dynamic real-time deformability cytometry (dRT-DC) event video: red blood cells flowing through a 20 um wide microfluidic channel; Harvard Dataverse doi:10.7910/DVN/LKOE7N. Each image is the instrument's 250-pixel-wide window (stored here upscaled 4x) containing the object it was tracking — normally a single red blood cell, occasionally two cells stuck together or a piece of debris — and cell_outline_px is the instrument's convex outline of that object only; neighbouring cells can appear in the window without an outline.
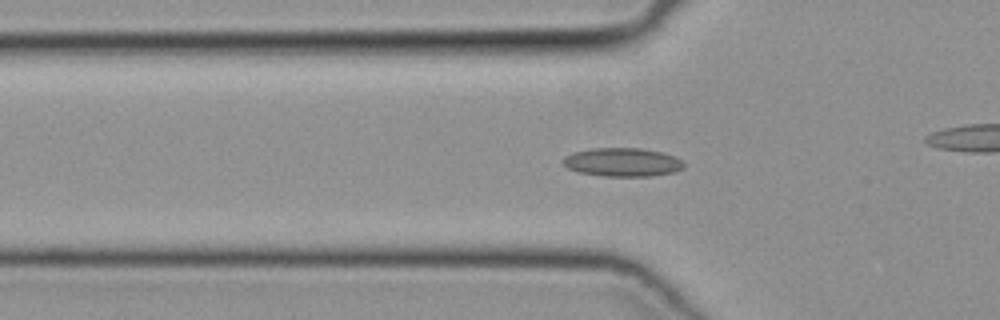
{"species": "common noctule bat (a hibernating species)", "species_latin": "Nyctalus noctula", "temperature_condition": "cold", "stored_images_in_passage": 50, "camera_frame_rate_fps": 3000, "um_per_image_px": 0.085, "animal": {"sex": "female", "body_mass_g": 19.3, "forearm_length_mm": 54.1}, "frame": {"image": 1, "passage_image": 16, "time_ms": 5.0, "image_size_px": [1000, 320], "cell_outline_px": [[684, 168], [676, 172], [652, 176], [604, 176], [576, 172], [568, 168], [564, 164], [564, 156], [572, 152], [592, 148], [640, 148], [660, 152], [672, 156], [680, 160], [684, 164]], "centroid_in_image_um": [52.89, 13.79], "position_along_channel_um": 72.9, "area_um2": 20.11}}
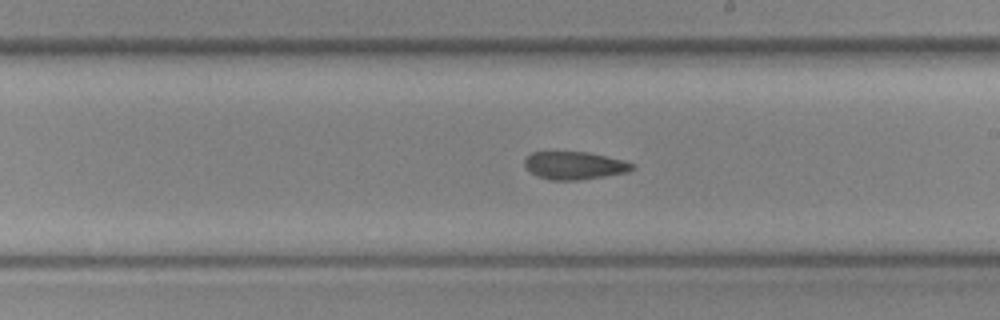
{"frame": {"image": 2, "passage_image": 28, "time_ms": 9.0, "image_size_px": [1000, 320], "cell_outline_px": [[636, 168], [628, 172], [580, 180], [548, 180], [536, 176], [524, 164], [524, 160], [532, 152], [588, 152], [624, 160], [632, 164]], "centroid_in_image_um": [48.84, 14.07], "position_along_channel_um": 240.2, "area_um2": 17.4}}
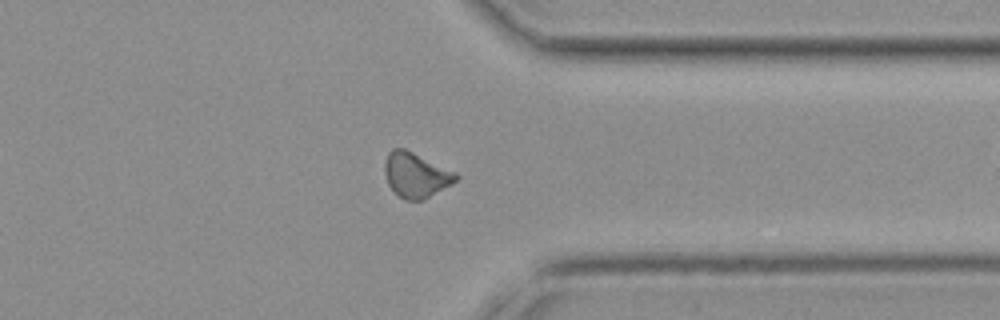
{"frame": {"image": 3, "passage_image": 38, "time_ms": 12.333, "image_size_px": [1000, 320], "cell_outline_px": [[460, 176], [452, 184], [424, 200], [404, 200], [388, 184], [384, 172], [384, 160], [388, 152], [392, 148], [404, 148], [456, 172]], "centroid_in_image_um": [35.34, 14.87], "position_along_channel_um": 376.1, "area_um2": 18.67}}